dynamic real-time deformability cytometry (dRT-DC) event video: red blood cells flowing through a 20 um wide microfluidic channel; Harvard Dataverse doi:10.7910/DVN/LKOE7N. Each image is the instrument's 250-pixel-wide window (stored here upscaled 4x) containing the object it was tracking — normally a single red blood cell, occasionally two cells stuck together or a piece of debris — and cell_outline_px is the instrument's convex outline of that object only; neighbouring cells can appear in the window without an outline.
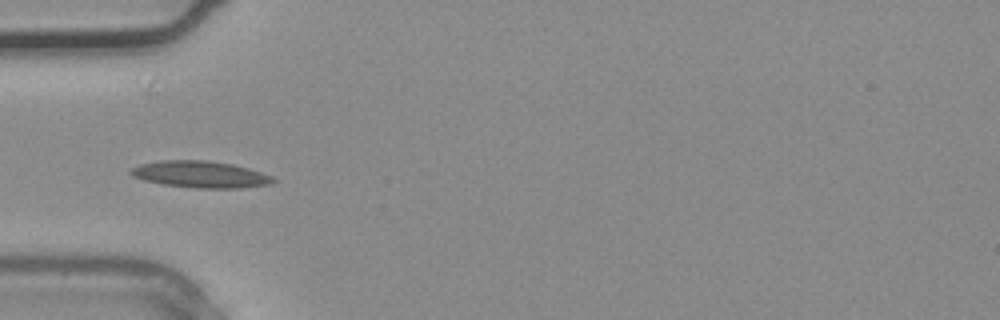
{"species": "common noctule bat (a hibernating species)", "species_latin": "Nyctalus noctula", "temperature_condition": "warm", "stored_images_in_passage": 25, "camera_frame_rate_fps": 3000, "um_per_image_px": 0.085, "animal": {"sex": "male", "body_mass_g": 20.4}, "frame": {"image": 1, "passage_image": 1, "time_ms": 0.0, "image_size_px": [1000, 320], "cell_outline_px": [[276, 180], [272, 184], [240, 188], [196, 188], [164, 184], [144, 180], [132, 176], [128, 172], [132, 168], [140, 164], [160, 160], [208, 160], [232, 164], [248, 168], [272, 176]], "centroid_in_image_um": [17.03, 14.82], "position_along_channel_um": 68.0, "area_um2": 22.14}}